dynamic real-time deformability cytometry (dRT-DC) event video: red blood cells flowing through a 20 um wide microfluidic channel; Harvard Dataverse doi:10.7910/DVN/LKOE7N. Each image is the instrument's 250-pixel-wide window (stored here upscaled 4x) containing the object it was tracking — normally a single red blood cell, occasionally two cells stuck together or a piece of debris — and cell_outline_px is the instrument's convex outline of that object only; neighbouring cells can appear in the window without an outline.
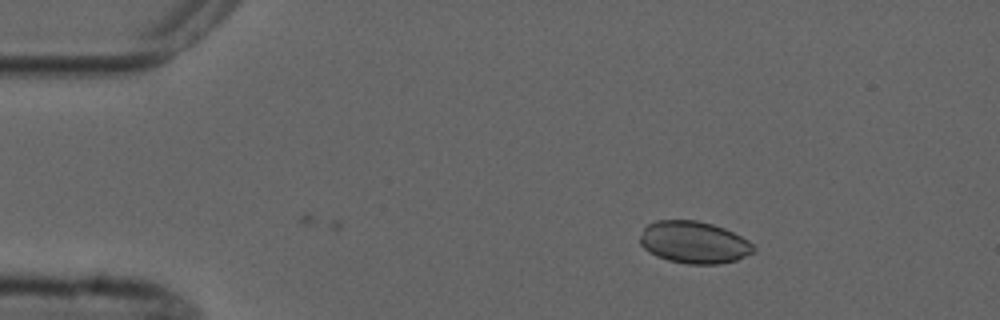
{"species": "common noctule bat (a hibernating species)", "species_latin": "Nyctalus noctula", "temperature_condition": "cold", "stored_images_in_passage": 3, "camera_frame_rate_fps": 3000, "um_per_image_px": 0.085, "animal": {"sex": "male", "forearm_length_mm": 52.5}, "frame": {"image": 1, "passage_image": 3, "time_ms": 2.333, "image_size_px": [1000, 320], "cell_outline_px": [[756, 252], [736, 260], [716, 264], [688, 264], [668, 260], [656, 256], [648, 252], [640, 244], [640, 236], [644, 228], [648, 224], [656, 220], [696, 220], [712, 224], [724, 228], [748, 240], [756, 248]], "centroid_in_image_um": [58.98, 20.6], "position_along_channel_um": 26.0, "area_um2": 27.92}}